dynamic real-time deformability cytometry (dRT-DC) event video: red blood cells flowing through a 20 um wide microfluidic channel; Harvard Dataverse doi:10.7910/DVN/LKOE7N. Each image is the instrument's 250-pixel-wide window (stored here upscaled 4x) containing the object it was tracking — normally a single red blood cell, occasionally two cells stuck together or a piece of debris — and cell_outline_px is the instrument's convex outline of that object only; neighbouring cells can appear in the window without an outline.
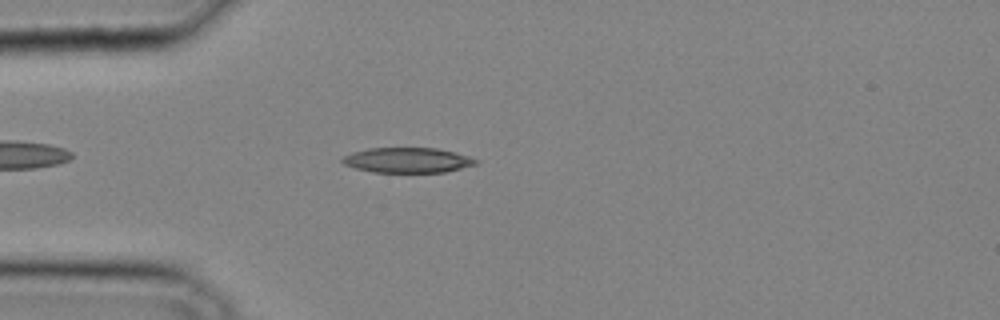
{"species": "common noctule bat (a hibernating species)", "species_latin": "Nyctalus noctula", "temperature_condition": "cold", "stored_images_in_passage": 30, "camera_frame_rate_fps": 3000, "um_per_image_px": 0.085, "animal": {"sex": "male", "body_mass_g": 20.4}, "frame": {"image": 1, "passage_image": 5, "time_ms": 1.333, "image_size_px": [1000, 320], "cell_outline_px": [[480, 164], [444, 172], [372, 172], [356, 168], [344, 164], [340, 160], [344, 156], [352, 152], [368, 148], [436, 148], [468, 156], [480, 160]], "centroid_in_image_um": [34.66, 13.61], "position_along_channel_um": 50.3, "area_um2": 19.54}}
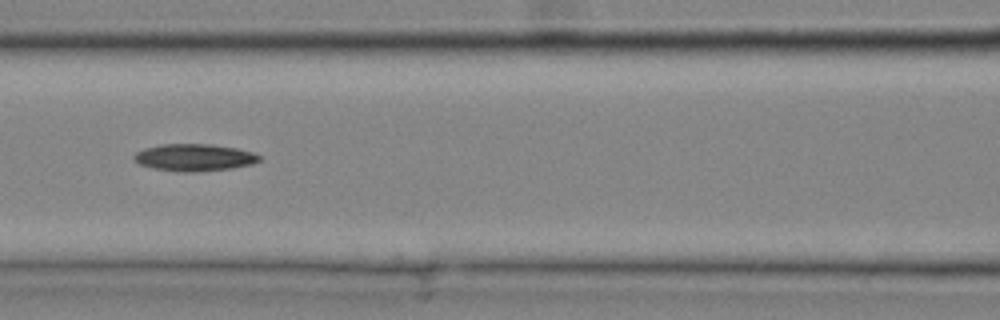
{"frame": {"image": 2, "passage_image": 11, "time_ms": 3.333, "image_size_px": [1000, 320], "cell_outline_px": [[260, 160], [252, 164], [232, 168], [196, 172], [176, 172], [152, 168], [140, 164], [132, 160], [132, 156], [136, 152], [144, 148], [160, 144], [212, 144], [236, 148], [252, 152], [260, 156]], "centroid_in_image_um": [16.46, 13.39], "position_along_channel_um": 150.1, "area_um2": 20.0}}
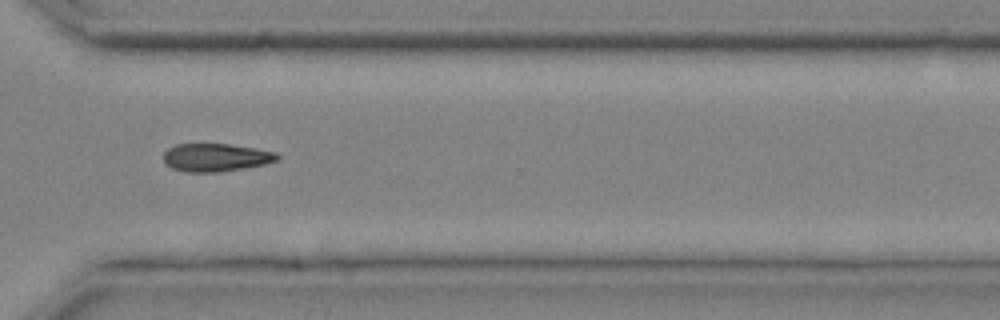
{"frame": {"image": 3, "passage_image": 22, "time_ms": 7.0, "image_size_px": [1000, 320], "cell_outline_px": [[280, 156], [276, 160], [264, 164], [244, 168], [220, 172], [188, 172], [172, 168], [164, 160], [164, 152], [168, 148], [176, 144], [228, 144], [256, 148], [276, 152]], "centroid_in_image_um": [18.35, 13.38], "position_along_channel_um": 352.2, "area_um2": 18.44}}